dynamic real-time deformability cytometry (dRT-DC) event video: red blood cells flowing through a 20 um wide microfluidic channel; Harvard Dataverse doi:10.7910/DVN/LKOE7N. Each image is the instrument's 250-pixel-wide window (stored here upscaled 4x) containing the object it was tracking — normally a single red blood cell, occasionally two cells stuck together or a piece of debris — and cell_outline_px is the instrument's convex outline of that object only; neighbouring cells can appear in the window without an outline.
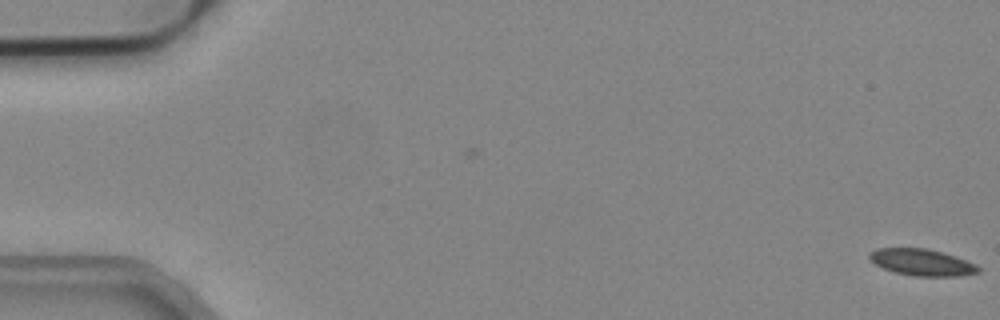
{"species": "common noctule bat (a hibernating species)", "species_latin": "Nyctalus noctula", "temperature_condition": "cold", "stored_images_in_passage": 53, "camera_frame_rate_fps": 3000, "um_per_image_px": 0.085, "animal": {"sex": "male", "body_mass_g": 19.2, "forearm_length_mm": 51.8}, "frame": {"image": 1, "passage_image": 1, "time_ms": 0.0, "image_size_px": [1000, 320], "cell_outline_px": [[980, 272], [960, 276], [916, 276], [896, 272], [884, 268], [876, 264], [868, 256], [868, 252], [876, 248], [928, 248], [944, 252], [956, 256], [976, 264], [980, 268]], "centroid_in_image_um": [78.39, 22.28], "position_along_channel_um": 6.6, "area_um2": 16.94}}
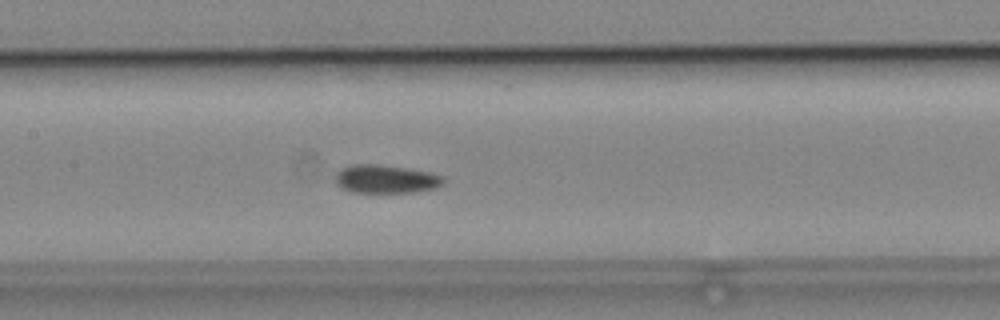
{"frame": {"image": 2, "passage_image": 26, "time_ms": 8.333, "image_size_px": [1000, 320], "cell_outline_px": [[444, 184], [432, 188], [412, 192], [352, 192], [340, 188], [336, 184], [336, 172], [340, 168], [352, 164], [376, 164], [404, 168], [428, 172], [440, 176], [444, 180]], "centroid_in_image_um": [32.71, 15.22], "position_along_channel_um": 174.7, "area_um2": 17.63}}
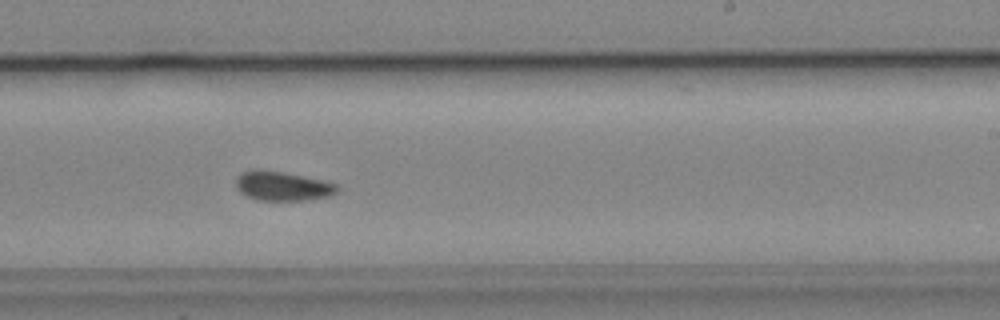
{"frame": {"image": 3, "passage_image": 33, "time_ms": 10.667, "image_size_px": [1000, 320], "cell_outline_px": [[340, 188], [332, 196], [304, 200], [256, 200], [240, 192], [236, 188], [236, 176], [240, 172], [256, 168], [284, 172], [320, 180], [336, 184]], "centroid_in_image_um": [23.97, 15.8], "position_along_channel_um": 265.0, "area_um2": 17.4}, "authors_computed_cell_mechanics": {"area_um2": 16.9932, "velocity_mm_per_s": 3.8987, "shape_relaxation_time_tau1_ms": 7.6979, "shape_relaxation_time_tau2_ms": 3.0183, "deformation_change_tau1": 0.1333, "deformation_change_tau2": 0.0561}}